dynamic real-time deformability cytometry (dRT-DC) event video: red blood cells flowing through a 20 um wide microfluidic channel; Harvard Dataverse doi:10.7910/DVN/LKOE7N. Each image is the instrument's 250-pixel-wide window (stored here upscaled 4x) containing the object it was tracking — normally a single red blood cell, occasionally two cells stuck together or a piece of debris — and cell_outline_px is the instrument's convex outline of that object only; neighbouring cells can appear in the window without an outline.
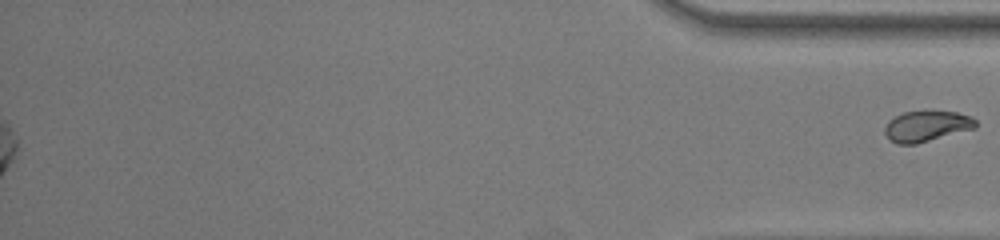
{"species": "common noctule bat (a hibernating species)", "species_latin": "Nyctalus noctula", "temperature_condition": "room temperature", "stored_images_in_passage": 54, "segment_of_instrument_passage": [2, 2], "camera_frame_rate_fps": 3000, "um_per_image_px": 0.085, "animal": {"sex": "female", "body_mass_g": 22.0, "forearm_length_mm": 56.7}, "frame": {"image": 1, "passage_image": 54, "time_ms": 17.667, "image_size_px": [1000, 240], "cell_outline_px": [[976, 128], [916, 144], [896, 144], [884, 132], [884, 128], [888, 120], [904, 112], [924, 108], [956, 112], [968, 116], [976, 120]], "centroid_in_image_um": [78.75, 10.68], "position_along_channel_um": 356.4, "area_um2": 16.7}}